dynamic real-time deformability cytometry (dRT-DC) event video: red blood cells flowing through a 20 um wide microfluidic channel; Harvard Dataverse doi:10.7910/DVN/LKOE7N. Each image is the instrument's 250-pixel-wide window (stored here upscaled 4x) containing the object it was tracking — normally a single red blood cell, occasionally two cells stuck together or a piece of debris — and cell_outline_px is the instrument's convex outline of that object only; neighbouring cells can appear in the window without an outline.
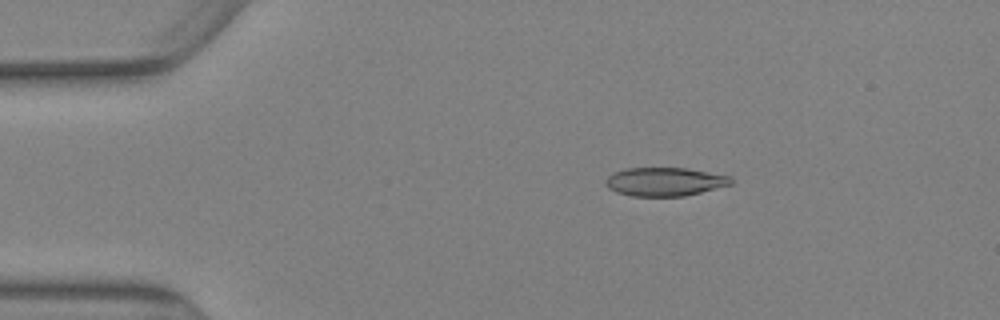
{"species": "Egyptian fruit bat (a non-hibernating species)", "species_latin": "Rousettus aegyptiacus", "temperature_condition": "warm", "stored_images_in_passage": 19, "camera_frame_rate_fps": 3000, "um_per_image_px": 0.085, "animal": {"sex": "female"}, "frame": {"image": 1, "passage_image": 1, "time_ms": 0.0, "image_size_px": [1000, 320], "cell_outline_px": [[732, 184], [684, 196], [632, 196], [616, 192], [608, 188], [604, 184], [604, 180], [612, 172], [624, 168], [688, 168], [732, 176]], "centroid_in_image_um": [56.47, 15.43], "position_along_channel_um": 28.5, "area_um2": 21.04}}
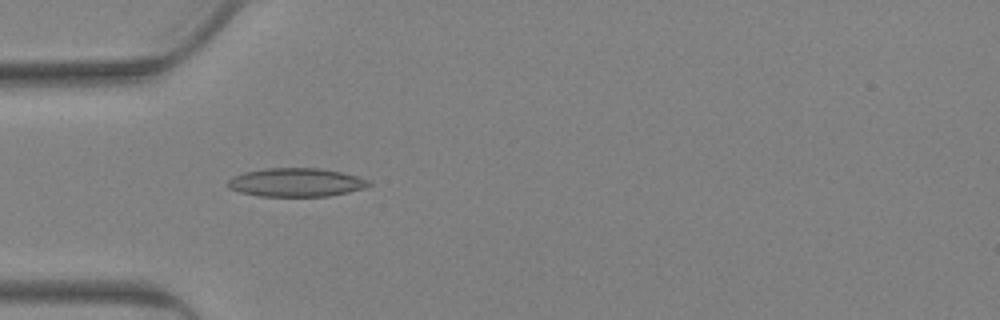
{"frame": {"image": 2, "passage_image": 12, "time_ms": 3.667, "image_size_px": [1000, 320], "cell_outline_px": [[372, 184], [348, 192], [328, 196], [260, 196], [240, 192], [228, 188], [228, 180], [232, 176], [244, 172], [264, 168], [320, 168], [340, 172], [372, 180]], "centroid_in_image_um": [25.14, 15.5], "position_along_channel_um": 59.9, "area_um2": 23.41}}
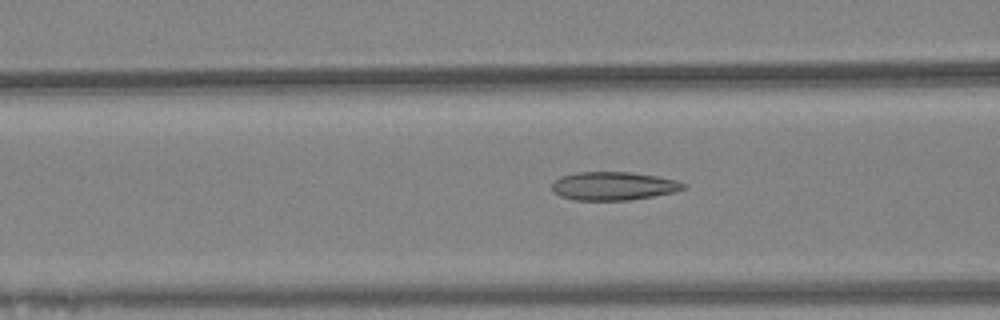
{"frame": {"image": 3, "passage_image": 19, "time_ms": 6.0, "image_size_px": [1000, 320], "cell_outline_px": [[688, 188], [676, 192], [628, 200], [572, 200], [560, 196], [552, 192], [552, 184], [560, 176], [576, 172], [632, 172], [656, 176], [676, 180], [688, 184]], "centroid_in_image_um": [52.16, 15.81], "position_along_channel_um": 114.4, "area_um2": 21.96}}